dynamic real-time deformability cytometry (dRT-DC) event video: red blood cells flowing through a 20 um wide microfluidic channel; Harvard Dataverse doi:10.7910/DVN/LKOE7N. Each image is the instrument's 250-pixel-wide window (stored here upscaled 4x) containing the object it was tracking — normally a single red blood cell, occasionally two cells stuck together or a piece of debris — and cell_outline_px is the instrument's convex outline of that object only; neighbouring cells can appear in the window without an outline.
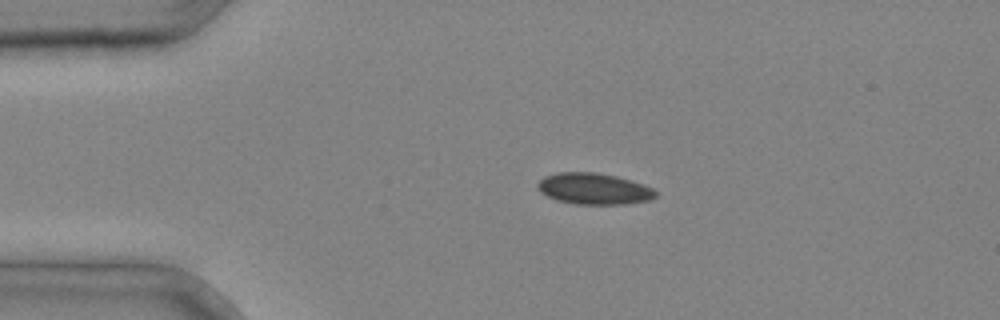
{"species": "common noctule bat (a hibernating species)", "species_latin": "Nyctalus noctula", "temperature_condition": "cold", "stored_images_in_passage": 1, "camera_frame_rate_fps": 3000, "um_per_image_px": 0.085, "animal": {"sex": "male", "body_mass_g": 20.4}, "frame": {"image": 1, "passage_image": 1, "time_ms": 0.0, "image_size_px": [1000, 320], "cell_outline_px": [[656, 196], [648, 200], [628, 204], [576, 204], [556, 200], [540, 192], [536, 184], [544, 176], [560, 172], [596, 172], [616, 176], [632, 180], [644, 184], [652, 188], [656, 192]], "centroid_in_image_um": [50.48, 16.04], "position_along_channel_um": 34.5, "area_um2": 21.56}}